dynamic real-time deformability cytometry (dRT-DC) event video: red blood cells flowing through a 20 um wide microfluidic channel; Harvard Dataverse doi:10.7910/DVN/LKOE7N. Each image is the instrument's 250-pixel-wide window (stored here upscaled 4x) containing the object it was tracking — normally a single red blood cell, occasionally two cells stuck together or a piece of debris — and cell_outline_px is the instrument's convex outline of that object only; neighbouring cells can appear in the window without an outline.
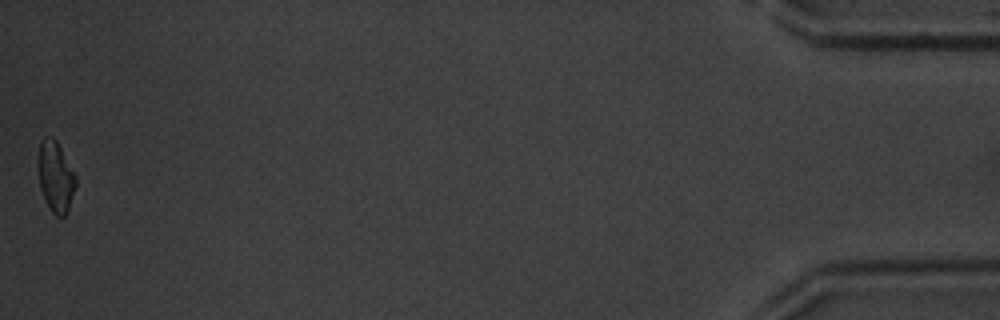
{"species": "common noctule bat (a hibernating species)", "species_latin": "Nyctalus noctula", "temperature_condition": "warm", "stored_images_in_passage": 44, "camera_frame_rate_fps": 3000, "um_per_image_px": 0.085, "animal": {"sex": "male", "body_mass_g": 20.1, "forearm_length_mm": 53.5}, "frame": {"image": 1, "passage_image": 44, "time_ms": 14.333, "image_size_px": [1000, 320], "cell_outline_px": [[76, 184], [68, 208], [64, 216], [56, 216], [52, 212], [40, 188], [36, 164], [40, 140], [44, 136], [52, 136], [56, 140], [76, 176]], "centroid_in_image_um": [4.68, 14.95], "position_along_channel_um": 430.5, "area_um2": 15.49}, "authors_computed_cell_mechanics": {"area_um2": 16.7042, "velocity_mm_per_s": 4.1694, "shape_relaxation_time_tau1_ms": 2.9762, "shape_relaxation_time_tau2_ms": null, "deformation_change_tau1": 0.1261, "deformation_change_tau2": null}}